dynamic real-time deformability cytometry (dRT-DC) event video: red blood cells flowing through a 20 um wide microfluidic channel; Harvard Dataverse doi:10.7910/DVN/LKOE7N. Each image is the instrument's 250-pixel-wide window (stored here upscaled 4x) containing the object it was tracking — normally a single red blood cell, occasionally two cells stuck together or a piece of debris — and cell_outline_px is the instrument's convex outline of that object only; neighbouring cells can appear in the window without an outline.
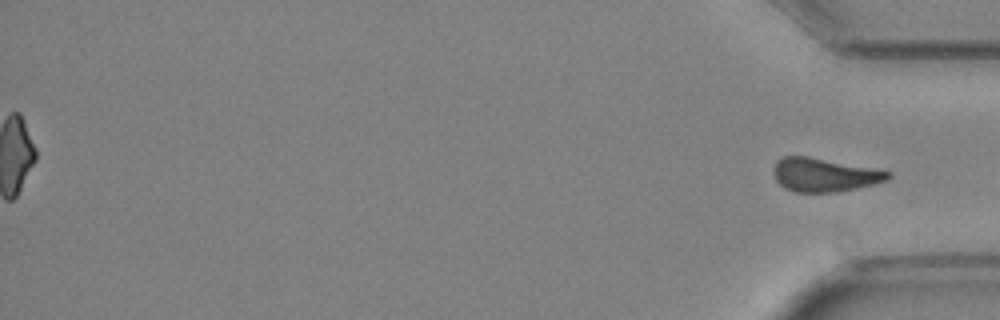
{"species": "Egyptian fruit bat (a non-hibernating species)", "species_latin": "Rousettus aegyptiacus", "temperature_condition": "cold", "stored_images_in_passage": 35, "segment_of_instrument_passage": [2, 2], "camera_frame_rate_fps": 3000, "um_per_image_px": 0.085, "animal": {"sex": "female"}, "frame": {"image": 1, "passage_image": 35, "time_ms": 11.333, "image_size_px": [1000, 320], "cell_outline_px": [[892, 176], [888, 180], [856, 188], [836, 192], [796, 192], [784, 188], [776, 180], [776, 160], [784, 156], [808, 156], [876, 168], [892, 172]], "centroid_in_image_um": [70.12, 14.86], "position_along_channel_um": 365.1, "area_um2": 22.31}}